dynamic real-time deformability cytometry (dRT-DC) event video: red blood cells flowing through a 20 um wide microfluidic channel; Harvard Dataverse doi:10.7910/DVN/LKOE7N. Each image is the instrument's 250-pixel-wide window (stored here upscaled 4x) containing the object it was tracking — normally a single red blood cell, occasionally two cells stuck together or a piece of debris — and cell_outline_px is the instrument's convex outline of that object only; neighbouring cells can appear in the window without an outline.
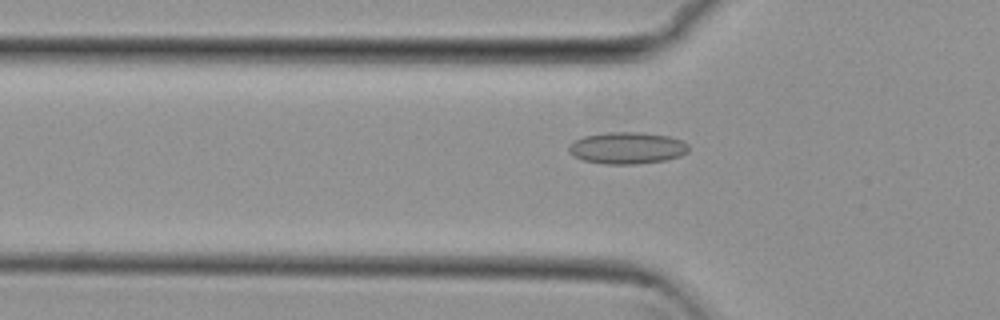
{"species": "common noctule bat (a hibernating species)", "species_latin": "Nyctalus noctula", "temperature_condition": "cold", "stored_images_in_passage": 54, "camera_frame_rate_fps": 3000, "um_per_image_px": 0.085, "animal": {"sex": "female", "body_mass_g": 29.2, "forearm_length_mm": 56.3}, "frame": {"image": 1, "passage_image": 18, "time_ms": 5.667, "image_size_px": [1000, 320], "cell_outline_px": [[688, 152], [680, 156], [664, 160], [636, 164], [604, 164], [584, 160], [572, 156], [568, 152], [568, 148], [576, 140], [584, 136], [608, 132], [640, 132], [668, 136], [684, 140], [688, 144]], "centroid_in_image_um": [53.32, 12.58], "position_along_channel_um": 72.5, "area_um2": 22.2}}
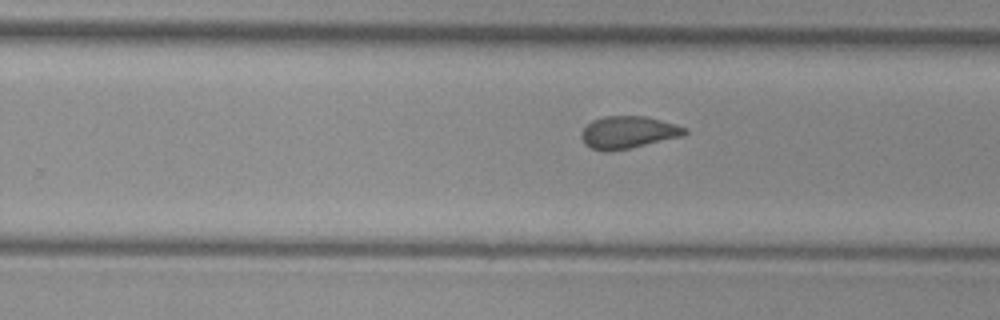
{"frame": {"image": 2, "passage_image": 34, "time_ms": 11.0, "image_size_px": [1000, 320], "cell_outline_px": [[688, 132], [684, 136], [612, 152], [604, 152], [592, 148], [584, 144], [580, 136], [580, 132], [592, 120], [604, 116], [644, 116], [676, 124], [688, 128]], "centroid_in_image_um": [53.39, 11.26], "position_along_channel_um": 276.4, "area_um2": 19.71}}
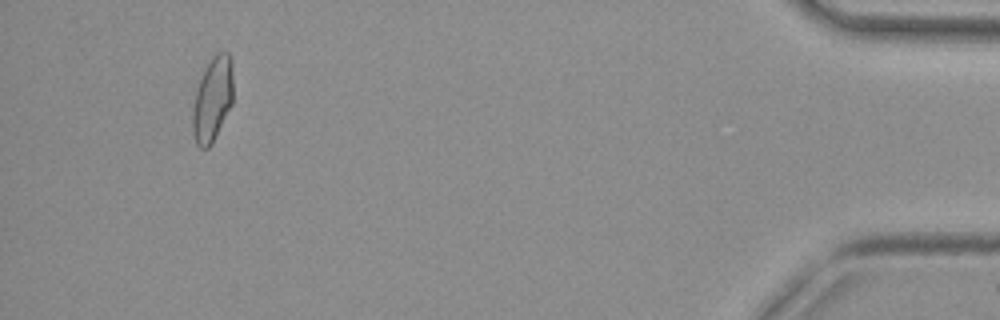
{"frame": {"image": 3, "passage_image": 51, "time_ms": 16.667, "image_size_px": [1000, 320], "cell_outline_px": [[232, 104], [212, 144], [208, 148], [200, 148], [196, 144], [192, 132], [192, 112], [196, 92], [200, 80], [212, 56], [220, 52], [228, 52], [232, 56]], "centroid_in_image_um": [18.07, 8.46], "position_along_channel_um": 417.1, "area_um2": 19.88}, "authors_computed_cell_mechanics": {"area_um2": 19.9988, "velocity_mm_per_s": 3.8172, "shape_relaxation_time_tau1_ms": null, "shape_relaxation_time_tau2_ms": 1.5431, "deformation_change_tau1": null, "deformation_change_tau2": 0.0775}}